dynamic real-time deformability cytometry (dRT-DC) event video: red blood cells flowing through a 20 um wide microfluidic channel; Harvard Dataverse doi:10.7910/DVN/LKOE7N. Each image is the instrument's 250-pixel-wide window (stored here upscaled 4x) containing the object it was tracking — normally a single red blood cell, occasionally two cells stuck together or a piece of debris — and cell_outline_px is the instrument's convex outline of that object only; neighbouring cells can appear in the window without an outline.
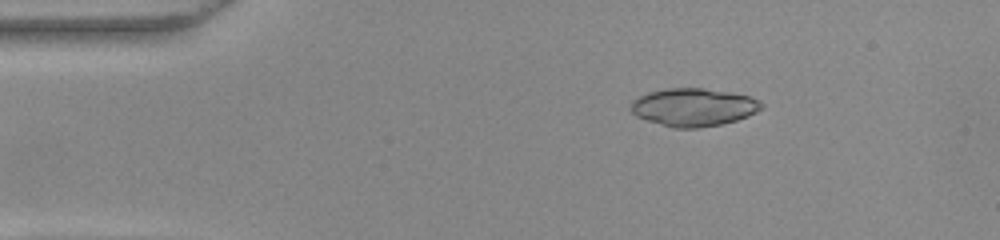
{"species": "common noctule bat (a hibernating species)", "species_latin": "Nyctalus noctula", "temperature_condition": "warm", "stored_images_in_passage": 45, "camera_frame_rate_fps": 3000, "um_per_image_px": 0.085, "animal": {"sex": "female", "body_mass_g": 22.0, "forearm_length_mm": 56.7}, "frame": {"image": 1, "passage_image": 1, "time_ms": 0.0, "image_size_px": [1000, 240], "cell_outline_px": [[764, 108], [748, 116], [736, 120], [720, 124], [696, 128], [672, 128], [636, 116], [632, 112], [632, 100], [648, 92], [668, 88], [704, 88], [728, 92], [748, 96], [760, 100], [764, 104]], "centroid_in_image_um": [58.97, 9.11], "position_along_channel_um": 26.0, "area_um2": 28.73}}